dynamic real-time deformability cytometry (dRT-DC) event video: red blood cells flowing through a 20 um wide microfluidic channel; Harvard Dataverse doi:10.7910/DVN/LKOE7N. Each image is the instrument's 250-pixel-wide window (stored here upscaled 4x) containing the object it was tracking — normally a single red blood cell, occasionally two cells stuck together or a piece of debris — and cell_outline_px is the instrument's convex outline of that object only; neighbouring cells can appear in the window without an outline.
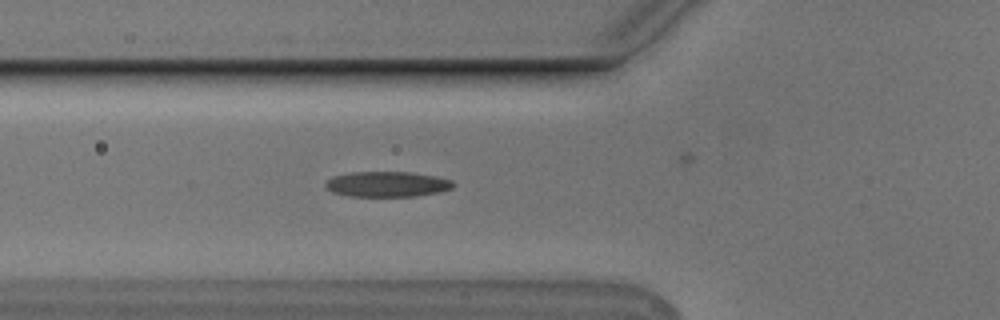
{"species": "Egyptian fruit bat (a non-hibernating species)", "species_latin": "Rousettus aegyptiacus", "temperature_condition": "cold", "stored_images_in_passage": 27, "camera_frame_rate_fps": 3000, "um_per_image_px": 0.085, "animal": {"sex": "male"}, "frame": {"image": 1, "passage_image": 3, "time_ms": 0.667, "image_size_px": [1000, 320], "cell_outline_px": [[456, 184], [452, 188], [440, 192], [416, 196], [348, 196], [332, 192], [324, 184], [332, 176], [348, 172], [412, 172], [436, 176], [452, 180]], "centroid_in_image_um": [32.93, 15.65], "position_along_channel_um": 92.9, "area_um2": 19.02}}
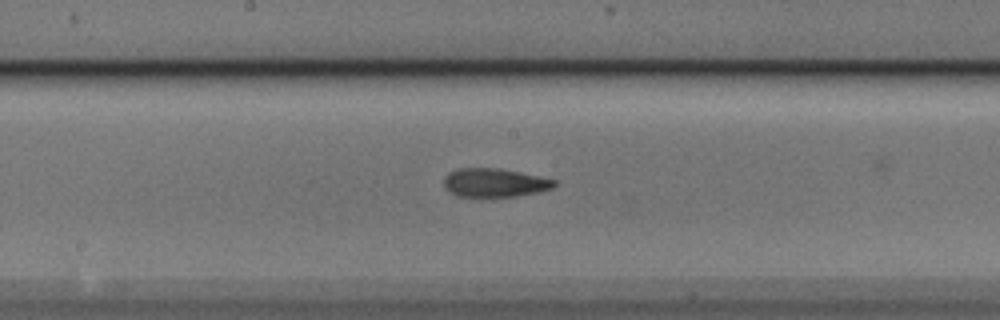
{"frame": {"image": 2, "passage_image": 12, "time_ms": 3.667, "image_size_px": [1000, 320], "cell_outline_px": [[556, 184], [552, 188], [540, 192], [516, 196], [480, 200], [456, 196], [444, 188], [444, 176], [448, 172], [460, 168], [496, 168], [520, 172], [556, 180]], "centroid_in_image_um": [41.98, 15.58], "position_along_channel_um": 206.2, "area_um2": 19.25}}
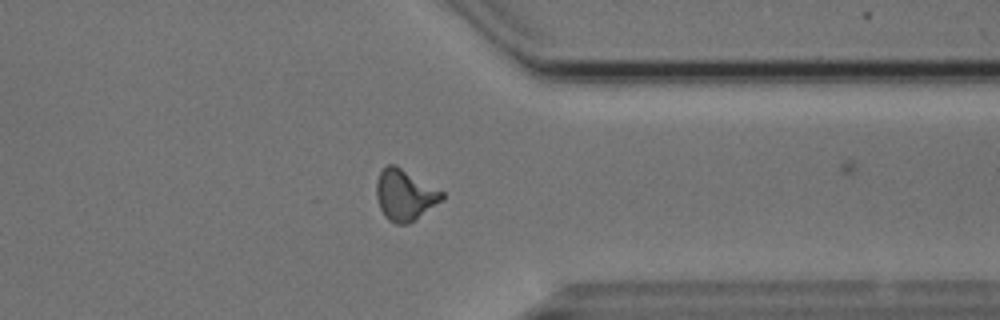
{"frame": {"image": 3, "passage_image": 26, "time_ms": 8.333, "image_size_px": [1000, 320], "cell_outline_px": [[444, 200], [408, 224], [396, 224], [388, 220], [384, 216], [380, 208], [376, 196], [376, 184], [380, 172], [388, 164], [396, 164], [444, 192]], "centroid_in_image_um": [34.42, 16.57], "position_along_channel_um": 377.0, "area_um2": 19.59}}